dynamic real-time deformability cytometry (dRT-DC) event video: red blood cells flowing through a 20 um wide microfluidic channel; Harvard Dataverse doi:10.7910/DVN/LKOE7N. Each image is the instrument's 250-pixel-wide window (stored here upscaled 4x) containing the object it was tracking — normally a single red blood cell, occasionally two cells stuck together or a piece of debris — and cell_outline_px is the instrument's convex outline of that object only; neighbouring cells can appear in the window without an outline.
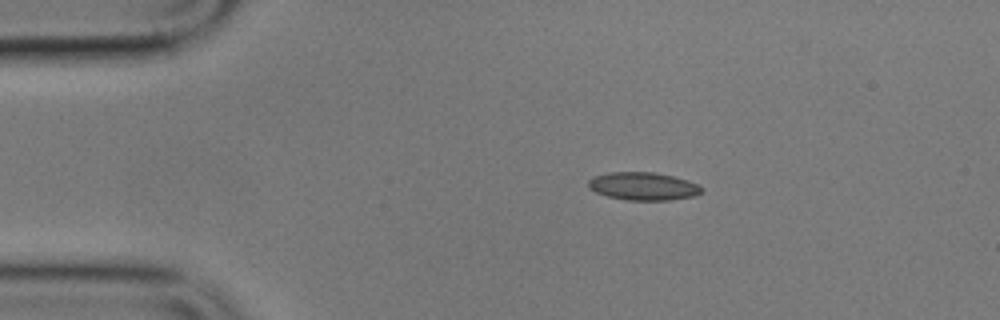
{"species": "common noctule bat (a hibernating species)", "species_latin": "Nyctalus noctula", "temperature_condition": "cold", "stored_images_in_passage": 4, "camera_frame_rate_fps": 3000, "um_per_image_px": 0.085, "animal": {"sex": "male", "body_mass_g": 17.9}, "frame": {"image": 1, "passage_image": 1, "time_ms": 0.0, "image_size_px": [1000, 320], "cell_outline_px": [[704, 192], [696, 196], [668, 200], [628, 200], [608, 196], [596, 192], [588, 188], [588, 180], [592, 176], [608, 172], [652, 172], [672, 176], [688, 180], [704, 188]], "centroid_in_image_um": [54.68, 15.83], "position_along_channel_um": 30.3, "area_um2": 18.55}}
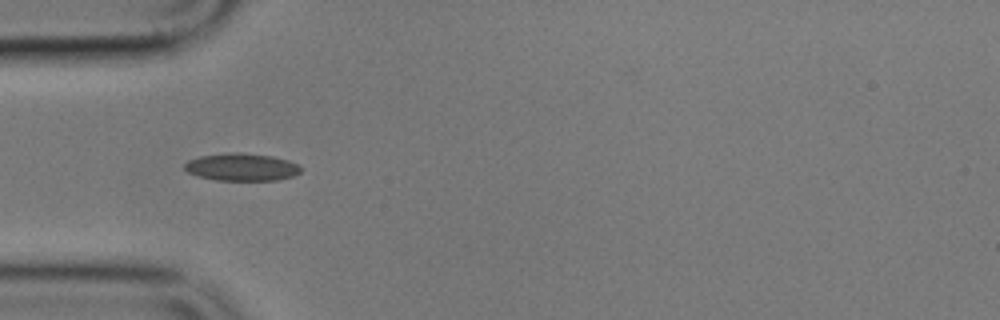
{"frame": {"image": 2, "passage_image": 3, "time_ms": 2.333, "image_size_px": [1000, 320], "cell_outline_px": [[300, 172], [292, 176], [276, 180], [216, 180], [200, 176], [188, 172], [184, 168], [184, 164], [188, 160], [200, 156], [236, 152], [240, 152], [272, 156], [288, 160], [296, 164], [300, 168]], "centroid_in_image_um": [20.53, 14.19], "position_along_channel_um": 64.5, "area_um2": 18.38}}
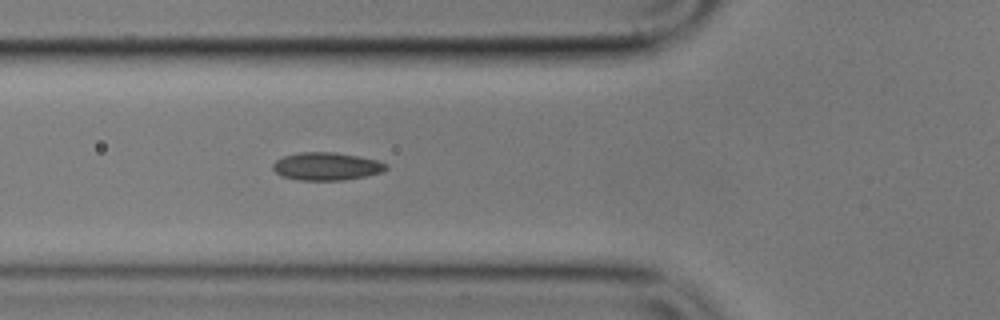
{"frame": {"image": 3, "passage_image": 4, "time_ms": 3.333, "image_size_px": [1000, 320], "cell_outline_px": [[388, 168], [384, 172], [344, 180], [300, 180], [280, 176], [272, 168], [272, 164], [276, 160], [284, 156], [300, 152], [336, 152], [380, 160], [388, 164]], "centroid_in_image_um": [27.78, 14.13], "position_along_channel_um": 98.0, "area_um2": 18.55}}